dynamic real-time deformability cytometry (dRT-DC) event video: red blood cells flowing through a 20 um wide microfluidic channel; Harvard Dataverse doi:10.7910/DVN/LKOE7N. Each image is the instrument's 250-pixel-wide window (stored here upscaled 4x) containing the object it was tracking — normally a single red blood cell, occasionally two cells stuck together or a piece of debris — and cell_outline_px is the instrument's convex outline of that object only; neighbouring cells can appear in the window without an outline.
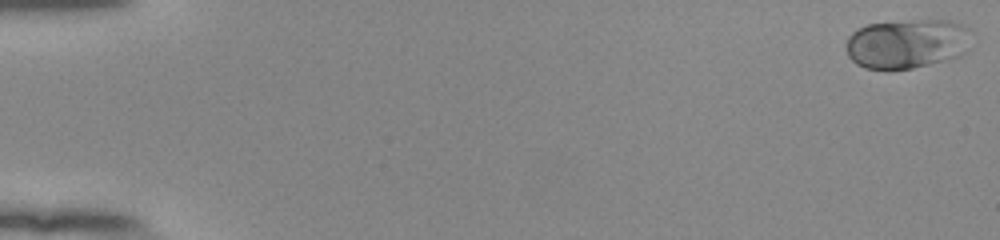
{"species": "human", "species_latin": "Homo sapiens", "temperature_condition": "room temperature", "stored_images_in_passage": 54, "camera_frame_rate_fps": 3000, "um_per_image_px": 0.085, "donor": {"sex": "female"}, "frame": {"image": 1, "passage_image": 1, "time_ms": 0.0, "image_size_px": [1000, 240], "cell_outline_px": [[968, 52], [960, 56], [912, 68], [864, 68], [856, 64], [848, 56], [848, 36], [856, 28], [868, 24], [916, 20], [948, 20], [960, 24], [968, 28]], "centroid_in_image_um": [77.09, 3.7], "position_along_channel_um": 7.9, "area_um2": 35.72}}
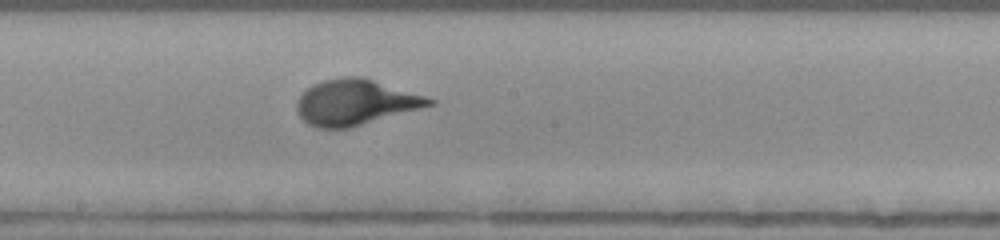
{"frame": {"image": 2, "passage_image": 31, "time_ms": 10.0, "image_size_px": [1000, 240], "cell_outline_px": [[436, 104], [348, 128], [316, 128], [308, 124], [300, 116], [296, 108], [296, 104], [300, 96], [312, 84], [324, 80], [344, 76], [360, 76], [424, 96], [436, 100]], "centroid_in_image_um": [30.18, 8.7], "position_along_channel_um": 218.0, "area_um2": 34.68}}
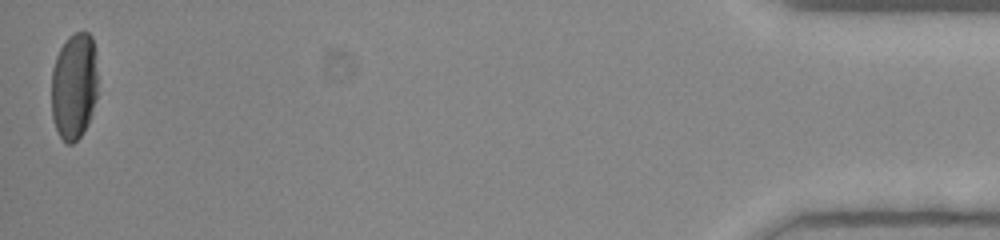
{"frame": {"image": 3, "passage_image": 54, "time_ms": 17.667, "image_size_px": [1000, 240], "cell_outline_px": [[96, 96], [88, 124], [84, 132], [72, 144], [64, 144], [56, 128], [52, 116], [52, 68], [56, 56], [60, 48], [68, 36], [76, 32], [88, 32], [92, 36], [96, 48]], "centroid_in_image_um": [6.29, 7.3], "position_along_channel_um": 428.9, "area_um2": 29.07}, "authors_computed_cell_mechanics": {"area_um2": 33.5529, "velocity_mm_per_s": 3.862, "shape_relaxation_time_tau1_ms": 3.3217, "shape_relaxation_time_tau2_ms": null, "deformation_change_tau1": 0.1836, "deformation_change_tau2": null}}